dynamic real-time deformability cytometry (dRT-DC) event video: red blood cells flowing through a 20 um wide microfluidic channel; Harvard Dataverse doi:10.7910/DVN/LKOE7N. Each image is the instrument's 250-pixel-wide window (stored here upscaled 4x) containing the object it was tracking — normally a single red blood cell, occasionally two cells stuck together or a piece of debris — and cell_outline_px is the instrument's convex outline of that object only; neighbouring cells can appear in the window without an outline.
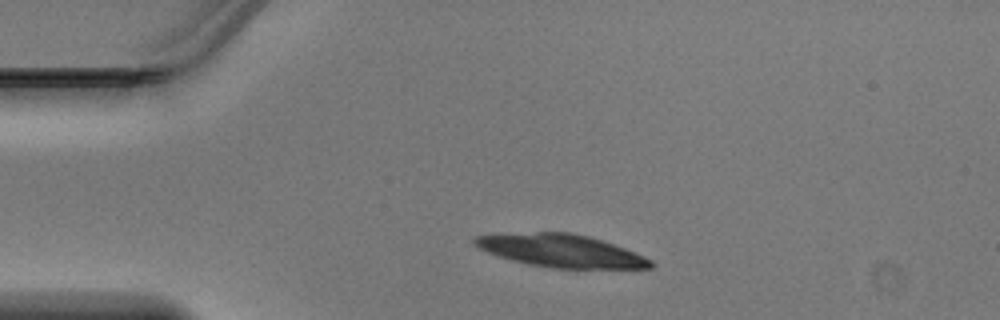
{"species": "Egyptian fruit bat (a non-hibernating species)", "species_latin": "Rousettus aegyptiacus", "temperature_condition": "warm", "stored_images_in_passage": 37, "camera_frame_rate_fps": 3000, "um_per_image_px": 0.085, "animal": {"sex": "male"}, "frame": {"image": 1, "passage_image": 1, "time_ms": 0.0, "image_size_px": [1000, 320], "cell_outline_px": [[652, 268], [552, 268], [528, 264], [512, 260], [488, 252], [472, 244], [472, 240], [476, 236], [536, 232], [568, 232], [588, 236], [624, 248], [644, 256], [652, 260]], "centroid_in_image_um": [47.68, 21.32], "position_along_channel_um": 37.3, "area_um2": 33.06}}